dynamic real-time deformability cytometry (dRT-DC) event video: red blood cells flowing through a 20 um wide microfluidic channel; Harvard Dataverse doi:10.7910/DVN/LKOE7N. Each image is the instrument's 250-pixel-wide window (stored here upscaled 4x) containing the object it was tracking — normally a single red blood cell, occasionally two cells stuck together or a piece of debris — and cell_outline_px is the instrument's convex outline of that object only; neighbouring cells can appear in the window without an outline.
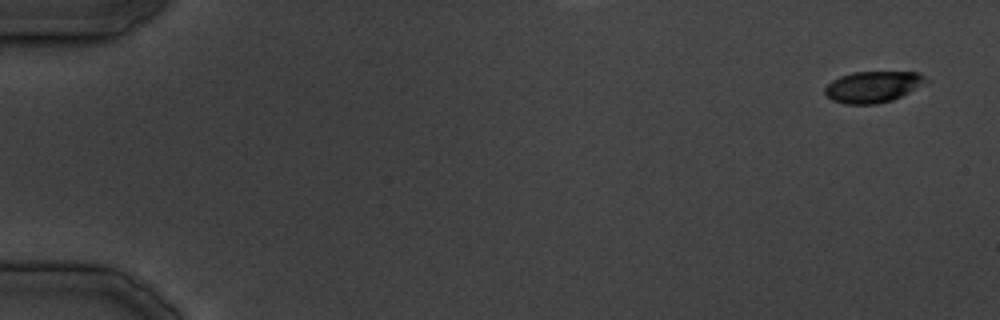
{"species": "common noctule bat (a hibernating species)", "species_latin": "Nyctalus noctula", "temperature_condition": "cold", "stored_images_in_passage": 13, "camera_frame_rate_fps": 3000, "um_per_image_px": 0.085, "animal": {"sex": "male", "body_mass_g": 19.5, "forearm_length_mm": 54.6}, "frame": {"image": 1, "passage_image": 1, "time_ms": 0.0, "image_size_px": [1000, 320], "cell_outline_px": [[932, 80], [892, 100], [876, 104], [844, 104], [832, 100], [824, 92], [824, 88], [832, 80], [840, 76], [852, 72], [920, 72]], "centroid_in_image_um": [74.22, 7.37], "position_along_channel_um": 10.8, "area_um2": 18.5}}